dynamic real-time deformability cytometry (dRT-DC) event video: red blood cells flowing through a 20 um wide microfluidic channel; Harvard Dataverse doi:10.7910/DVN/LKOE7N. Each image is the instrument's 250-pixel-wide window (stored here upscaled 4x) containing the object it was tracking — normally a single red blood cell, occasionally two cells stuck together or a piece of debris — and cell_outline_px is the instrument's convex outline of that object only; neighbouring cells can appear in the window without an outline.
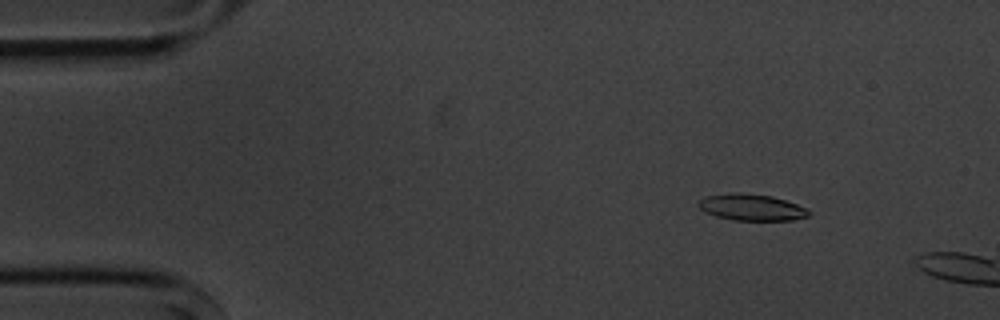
{"species": "common noctule bat (a hibernating species)", "species_latin": "Nyctalus noctula", "temperature_condition": "cold", "stored_images_in_passage": 4, "camera_frame_rate_fps": 3000, "um_per_image_px": 0.085, "animal": {"sex": "male", "body_mass_g": 20.1, "forearm_length_mm": 53.5}, "frame": {"image": 1, "passage_image": 2, "time_ms": 1.0, "image_size_px": [1000, 320], "cell_outline_px": [[808, 216], [792, 220], [732, 220], [716, 216], [704, 212], [696, 204], [704, 196], [732, 192], [740, 192], [772, 196], [808, 208]], "centroid_in_image_um": [63.83, 17.61], "position_along_channel_um": 21.2, "area_um2": 17.05}}